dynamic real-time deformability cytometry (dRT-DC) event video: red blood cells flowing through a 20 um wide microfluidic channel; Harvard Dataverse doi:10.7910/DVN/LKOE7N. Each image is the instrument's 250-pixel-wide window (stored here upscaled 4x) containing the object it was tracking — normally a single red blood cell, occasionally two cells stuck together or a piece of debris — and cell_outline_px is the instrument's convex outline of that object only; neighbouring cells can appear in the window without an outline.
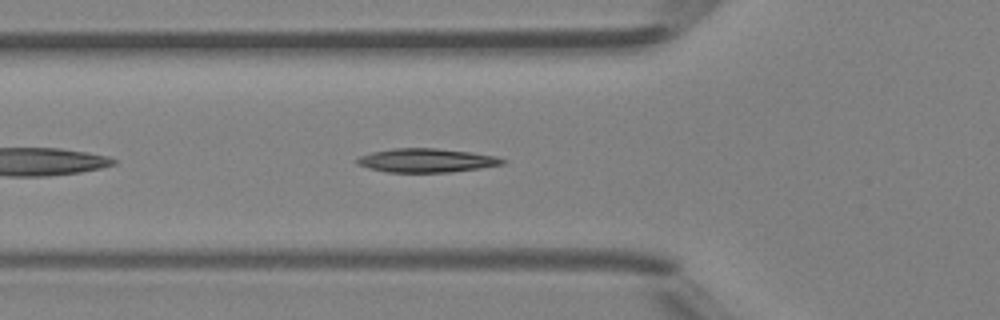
{"species": "Egyptian fruit bat (a non-hibernating species)", "species_latin": "Rousettus aegyptiacus", "temperature_condition": "room temperature", "stored_images_in_passage": 35, "camera_frame_rate_fps": 3000, "um_per_image_px": 0.085, "animal": {"sex": "female"}, "frame": {"image": 1, "passage_image": 4, "time_ms": 1.0, "image_size_px": [1000, 320], "cell_outline_px": [[508, 160], [504, 164], [480, 168], [448, 172], [388, 172], [368, 168], [356, 164], [356, 160], [360, 156], [372, 152], [392, 148], [436, 148], [472, 152], [496, 156]], "centroid_in_image_um": [36.26, 13.63], "position_along_channel_um": 89.5, "area_um2": 20.23}}
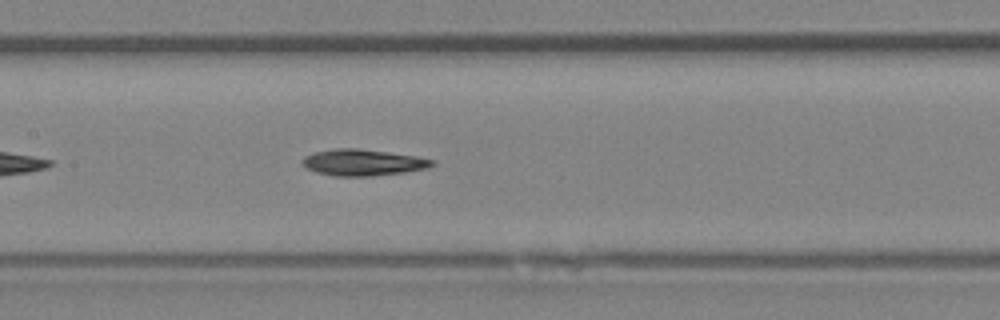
{"frame": {"image": 2, "passage_image": 10, "time_ms": 3.0, "image_size_px": [1000, 320], "cell_outline_px": [[436, 164], [428, 168], [404, 172], [368, 176], [332, 176], [316, 172], [308, 168], [300, 160], [304, 156], [312, 152], [336, 148], [356, 148], [416, 156], [436, 160]], "centroid_in_image_um": [30.84, 13.8], "position_along_channel_um": 176.6, "area_um2": 19.94}}
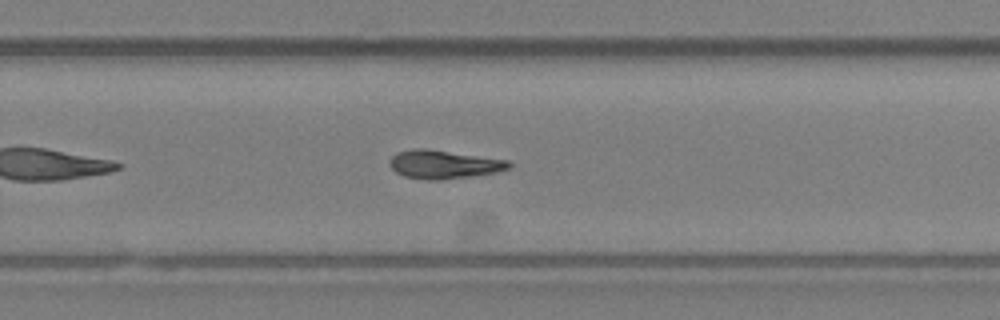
{"frame": {"image": 3, "passage_image": 18, "time_ms": 5.667, "image_size_px": [1000, 320], "cell_outline_px": [[512, 164], [508, 168], [496, 172], [440, 180], [428, 180], [404, 176], [396, 172], [388, 164], [388, 160], [396, 152], [416, 148], [424, 148], [508, 160]], "centroid_in_image_um": [37.66, 13.97], "position_along_channel_um": 292.1, "area_um2": 19.59}, "authors_computed_cell_mechanics": {"area_um2": 19.5942, "velocity_mm_per_s": 4.3588, "shape_relaxation_time_tau1_ms": 6.6903, "shape_relaxation_time_tau2_ms": null, "deformation_change_tau1": 0.1902, "deformation_change_tau2": null}}